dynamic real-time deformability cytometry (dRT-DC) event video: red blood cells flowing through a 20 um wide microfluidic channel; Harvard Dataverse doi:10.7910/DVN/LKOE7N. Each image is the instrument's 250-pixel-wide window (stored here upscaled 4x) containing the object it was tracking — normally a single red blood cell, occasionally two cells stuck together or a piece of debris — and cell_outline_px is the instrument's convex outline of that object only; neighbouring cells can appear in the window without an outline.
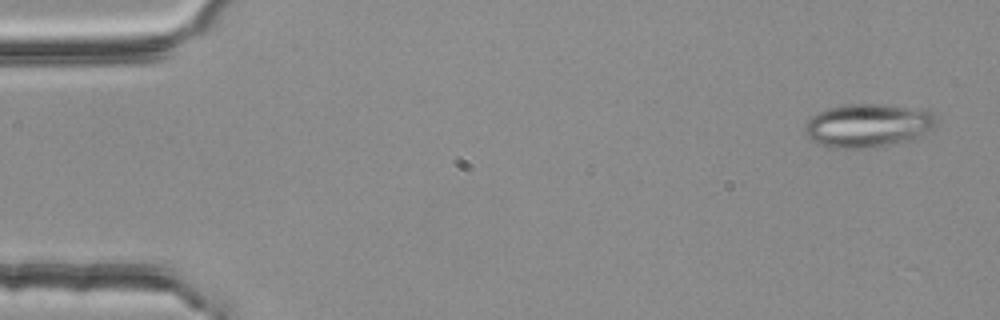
{"species": "common noctule bat (a hibernating species)", "species_latin": "Nyctalus noctula", "temperature_condition": "room temperature", "stored_images_in_passage": 4, "camera_frame_rate_fps": 3000, "um_per_image_px": 0.085, "animal": {"sex": "female", "body_mass_g": 25.1}, "frame": {"image": 1, "passage_image": 1, "time_ms": 0.0, "image_size_px": [1000, 320], "cell_outline_px": [[940, 120], [932, 128], [912, 140], [864, 148], [832, 148], [820, 144], [812, 140], [804, 132], [804, 124], [812, 116], [824, 108], [848, 104], [884, 104], [928, 108]], "centroid_in_image_um": [73.81, 10.63], "position_along_channel_um": 11.2, "area_um2": 33.76}}